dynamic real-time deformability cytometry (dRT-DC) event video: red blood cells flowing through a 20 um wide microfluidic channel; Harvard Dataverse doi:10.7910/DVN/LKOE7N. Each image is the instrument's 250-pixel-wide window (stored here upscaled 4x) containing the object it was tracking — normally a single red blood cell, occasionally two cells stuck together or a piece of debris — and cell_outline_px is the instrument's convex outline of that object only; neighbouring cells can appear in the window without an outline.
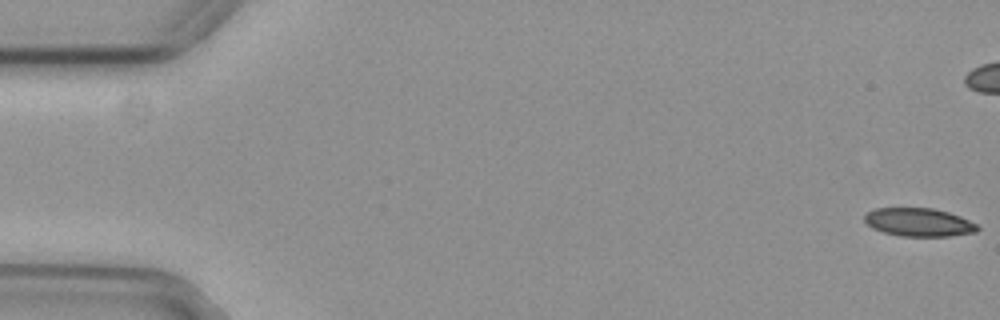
{"species": "common noctule bat (a hibernating species)", "species_latin": "Nyctalus noctula", "temperature_condition": "cold", "stored_images_in_passage": 46, "camera_frame_rate_fps": 3000, "um_per_image_px": 0.085, "animal": {"sex": "female", "body_mass_g": 29.2, "forearm_length_mm": 56.3}, "frame": {"image": 1, "passage_image": 1, "time_ms": 0.0, "image_size_px": [1000, 320], "cell_outline_px": [[980, 228], [976, 232], [948, 236], [900, 236], [884, 232], [872, 228], [864, 220], [864, 216], [868, 212], [876, 208], [932, 208], [948, 212], [960, 216], [976, 224]], "centroid_in_image_um": [78.1, 18.89], "position_along_channel_um": 6.9, "area_um2": 18.5}}
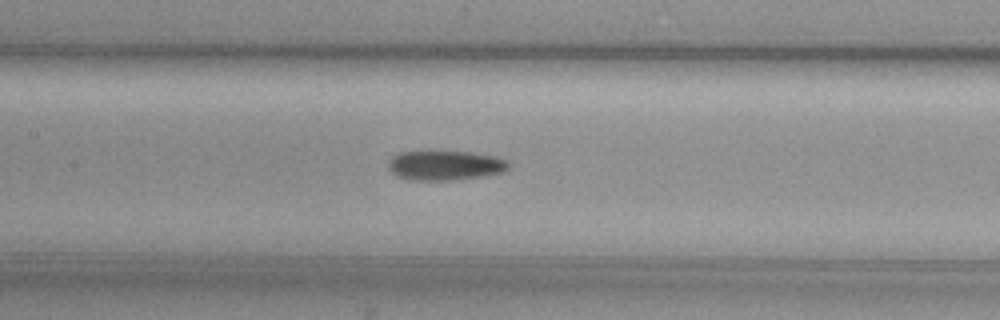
{"frame": {"image": 2, "passage_image": 26, "time_ms": 8.333, "image_size_px": [1000, 320], "cell_outline_px": [[508, 168], [504, 172], [456, 180], [408, 180], [396, 176], [388, 168], [388, 160], [392, 156], [400, 152], [436, 148], [472, 152], [496, 156], [508, 160]], "centroid_in_image_um": [37.78, 14.0], "position_along_channel_um": 169.6, "area_um2": 21.85}}
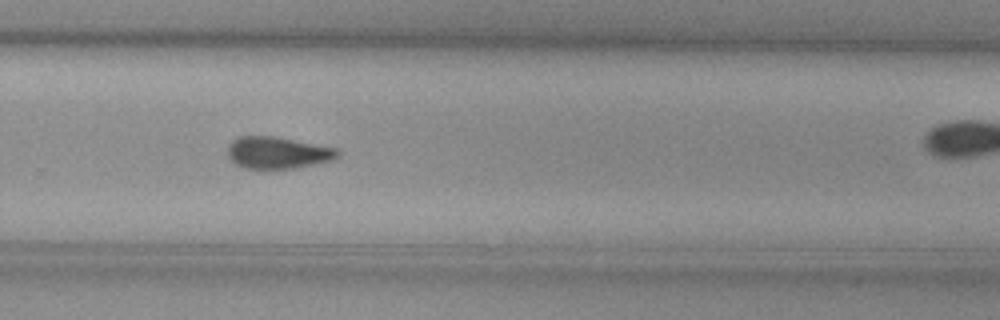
{"frame": {"image": 3, "passage_image": 37, "time_ms": 12.0, "image_size_px": [1000, 320], "cell_outline_px": [[340, 156], [332, 160], [296, 168], [268, 172], [260, 172], [244, 168], [236, 164], [228, 156], [228, 144], [232, 140], [240, 136], [272, 136], [336, 148], [340, 152]], "centroid_in_image_um": [23.56, 13.04], "position_along_channel_um": 306.2, "area_um2": 21.1}}